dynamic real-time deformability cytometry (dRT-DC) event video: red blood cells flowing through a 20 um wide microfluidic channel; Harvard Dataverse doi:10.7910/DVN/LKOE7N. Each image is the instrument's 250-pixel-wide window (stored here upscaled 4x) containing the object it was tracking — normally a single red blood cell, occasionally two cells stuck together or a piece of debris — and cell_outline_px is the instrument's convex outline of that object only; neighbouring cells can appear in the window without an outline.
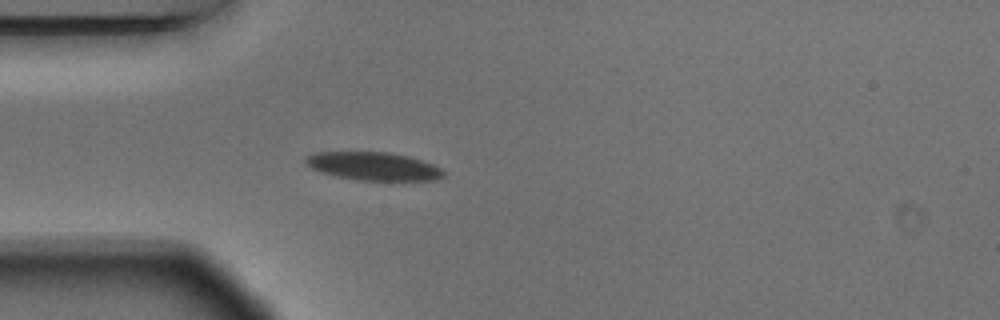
{"species": "Egyptian fruit bat (a non-hibernating species)", "species_latin": "Rousettus aegyptiacus", "temperature_condition": "warm", "stored_images_in_passage": 5, "camera_frame_rate_fps": 3000, "um_per_image_px": 0.085, "animal": {"sex": "male"}, "frame": {"image": 1, "passage_image": 5, "time_ms": 1.333, "image_size_px": [1000, 320], "cell_outline_px": [[448, 172], [444, 176], [436, 180], [356, 180], [336, 176], [320, 172], [304, 164], [304, 160], [308, 156], [316, 152], [388, 152], [408, 156], [432, 164]], "centroid_in_image_um": [31.75, 14.13], "position_along_channel_um": 53.3, "area_um2": 22.66}}